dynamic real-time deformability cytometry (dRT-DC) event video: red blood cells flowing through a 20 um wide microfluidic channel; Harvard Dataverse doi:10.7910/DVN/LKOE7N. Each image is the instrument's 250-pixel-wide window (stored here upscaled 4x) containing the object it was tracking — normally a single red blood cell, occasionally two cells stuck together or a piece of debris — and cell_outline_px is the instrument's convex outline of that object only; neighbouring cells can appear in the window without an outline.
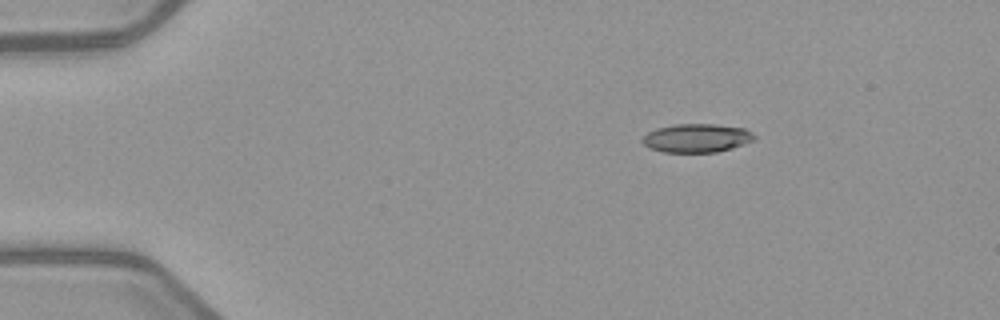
{"species": "common noctule bat (a hibernating species)", "species_latin": "Nyctalus noctula", "temperature_condition": "warm", "stored_images_in_passage": 3, "camera_frame_rate_fps": 3000, "um_per_image_px": 0.085, "animal": {"sex": "female", "body_mass_g": 21.9}, "frame": {"image": 1, "passage_image": 1, "time_ms": 0.0, "image_size_px": [1000, 320], "cell_outline_px": [[756, 140], [732, 148], [716, 152], [664, 152], [648, 148], [640, 140], [648, 132], [656, 128], [676, 124], [716, 124], [744, 128], [752, 132], [756, 136]], "centroid_in_image_um": [59.23, 11.73], "position_along_channel_um": 25.8, "area_um2": 18.79}}